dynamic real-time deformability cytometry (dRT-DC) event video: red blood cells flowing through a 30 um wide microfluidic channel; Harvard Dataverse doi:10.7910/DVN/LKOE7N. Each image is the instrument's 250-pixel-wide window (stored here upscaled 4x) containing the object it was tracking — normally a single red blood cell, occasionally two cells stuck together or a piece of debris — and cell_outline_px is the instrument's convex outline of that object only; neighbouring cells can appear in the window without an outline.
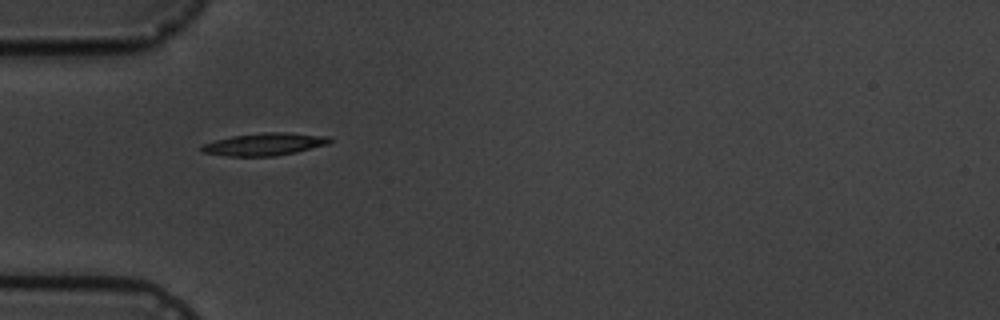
{"species": "common noctule bat (a hibernating species)", "species_latin": "Nyctalus noctula", "temperature_condition": "cold", "stored_images_in_passage": 2, "camera_frame_rate_fps": 3000, "um_per_image_px": 0.085, "animal": {"sex": "male", "body_mass_g": 19.5, "forearm_length_mm": 54.6}, "frame": {"image": 1, "passage_image": 1, "time_ms": 0.0, "image_size_px": [1000, 320], "cell_outline_px": [[332, 140], [328, 144], [296, 152], [276, 156], [228, 156], [200, 152], [200, 148], [204, 144], [216, 140], [232, 136], [264, 132], [284, 132], [328, 136]], "centroid_in_image_um": [22.48, 12.26], "position_along_channel_um": 62.5, "area_um2": 16.7}}
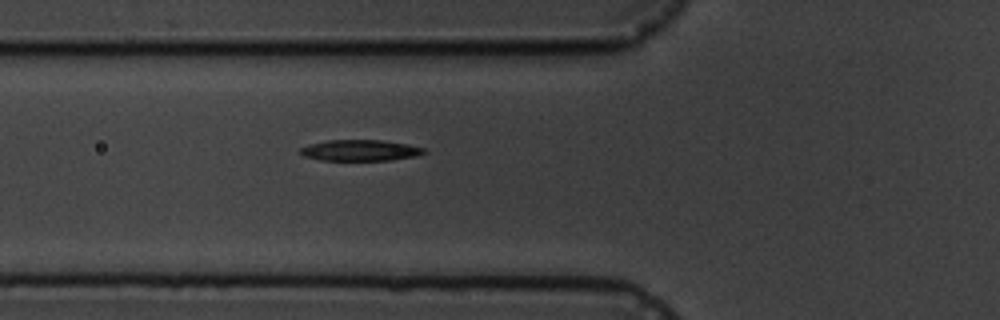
{"frame": {"image": 2, "passage_image": 2, "time_ms": 1.0, "image_size_px": [1000, 320], "cell_outline_px": [[428, 152], [416, 156], [392, 160], [320, 160], [304, 156], [300, 152], [300, 148], [308, 144], [328, 140], [380, 140], [408, 144], [424, 148]], "centroid_in_image_um": [30.63, 12.78], "position_along_channel_um": 95.2, "area_um2": 15.2}}